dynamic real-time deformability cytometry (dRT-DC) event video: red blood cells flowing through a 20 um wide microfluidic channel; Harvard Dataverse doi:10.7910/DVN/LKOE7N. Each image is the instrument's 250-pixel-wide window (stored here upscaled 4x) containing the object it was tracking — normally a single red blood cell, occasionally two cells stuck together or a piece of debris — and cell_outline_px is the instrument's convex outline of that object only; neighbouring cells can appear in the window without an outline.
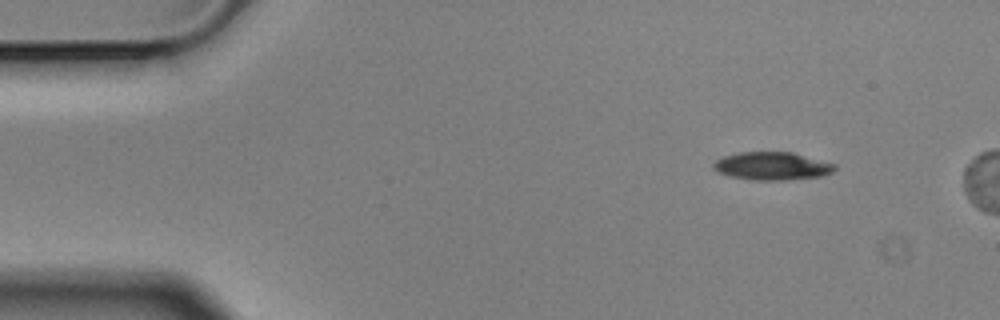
{"species": "Egyptian fruit bat (a non-hibernating species)", "species_latin": "Rousettus aegyptiacus", "temperature_condition": "cold", "stored_images_in_passage": 5, "camera_frame_rate_fps": 3000, "um_per_image_px": 0.085, "animal": {"sex": "male"}, "frame": {"image": 1, "passage_image": 1, "time_ms": 0.0, "image_size_px": [1000, 320], "cell_outline_px": [[836, 168], [832, 172], [824, 176], [784, 180], [752, 180], [728, 176], [716, 172], [712, 168], [712, 164], [716, 160], [724, 156], [740, 152], [792, 152], [836, 164]], "centroid_in_image_um": [65.61, 14.12], "position_along_channel_um": 19.4, "area_um2": 19.94}}
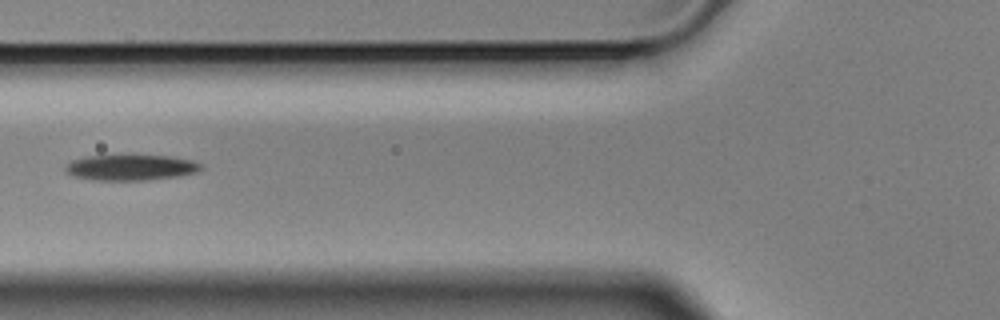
{"frame": {"image": 2, "passage_image": 5, "time_ms": 1.333, "image_size_px": [1000, 320], "cell_outline_px": [[204, 168], [196, 172], [176, 176], [148, 180], [92, 180], [72, 176], [64, 168], [64, 164], [72, 160], [84, 156], [132, 152], [168, 156], [192, 160], [200, 164]], "centroid_in_image_um": [11.06, 14.18], "position_along_channel_um": 114.7, "area_um2": 21.39}}